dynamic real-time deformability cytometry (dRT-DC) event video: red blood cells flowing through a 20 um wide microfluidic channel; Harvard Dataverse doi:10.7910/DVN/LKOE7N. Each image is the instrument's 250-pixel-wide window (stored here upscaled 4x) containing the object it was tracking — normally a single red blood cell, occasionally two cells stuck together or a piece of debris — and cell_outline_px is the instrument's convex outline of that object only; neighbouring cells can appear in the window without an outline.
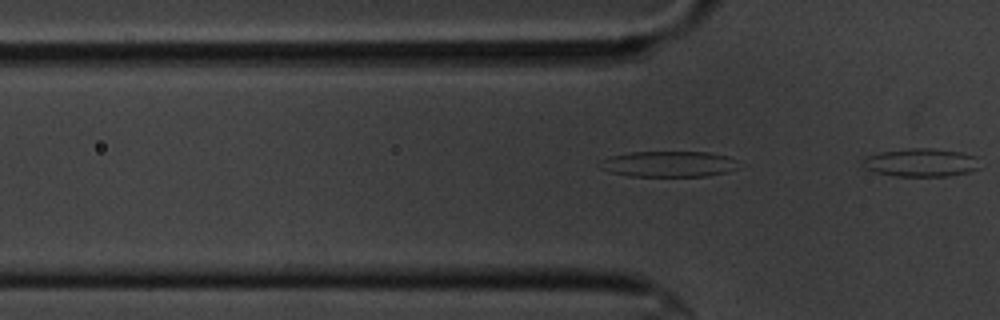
{"species": "common noctule bat (a hibernating species)", "species_latin": "Nyctalus noctula", "temperature_condition": "cold", "stored_images_in_passage": 10, "camera_frame_rate_fps": 3000, "um_per_image_px": 0.085, "animal": {"sex": "male", "body_mass_g": 20.1, "forearm_length_mm": 53.5}, "frame": {"image": 1, "passage_image": 9, "time_ms": 2.667, "image_size_px": [1000, 320], "cell_outline_px": [[748, 164], [728, 172], [708, 176], [628, 176], [612, 172], [600, 168], [600, 160], [608, 156], [632, 152], [708, 152], [728, 156]], "centroid_in_image_um": [56.95, 13.94], "position_along_channel_um": 68.9, "area_um2": 21.33}}